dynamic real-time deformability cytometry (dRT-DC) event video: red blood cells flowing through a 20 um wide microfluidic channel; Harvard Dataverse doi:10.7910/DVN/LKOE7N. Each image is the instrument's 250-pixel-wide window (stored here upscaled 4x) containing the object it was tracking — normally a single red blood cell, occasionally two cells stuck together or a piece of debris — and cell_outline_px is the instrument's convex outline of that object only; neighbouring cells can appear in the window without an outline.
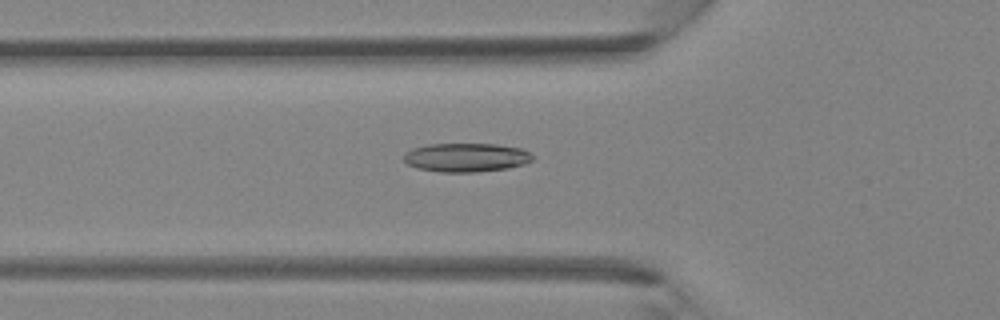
{"species": "Egyptian fruit bat (a non-hibernating species)", "species_latin": "Rousettus aegyptiacus", "temperature_condition": "room temperature", "stored_images_in_passage": 38, "camera_frame_rate_fps": 3000, "um_per_image_px": 0.085, "animal": {"sex": "female"}, "frame": {"image": 1, "passage_image": 12, "time_ms": 3.667, "image_size_px": [1000, 320], "cell_outline_px": [[536, 156], [532, 160], [524, 164], [508, 168], [476, 172], [440, 172], [416, 168], [408, 164], [404, 160], [404, 152], [412, 148], [428, 144], [496, 144], [524, 148]], "centroid_in_image_um": [39.65, 13.38], "position_along_channel_um": 86.1, "area_um2": 21.91}}
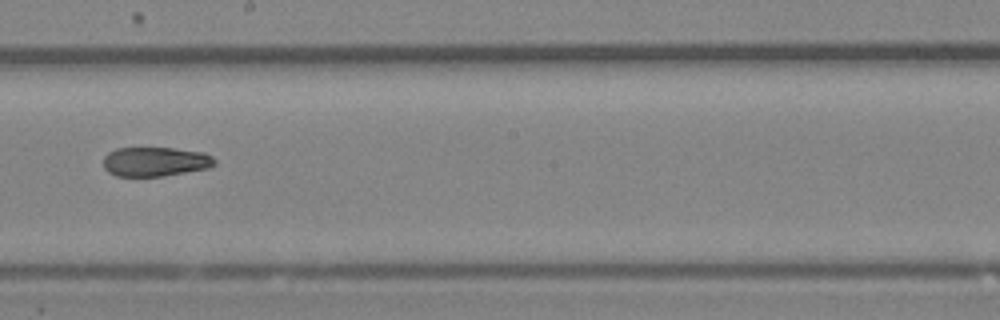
{"frame": {"image": 2, "passage_image": 21, "time_ms": 6.667, "image_size_px": [1000, 320], "cell_outline_px": [[216, 164], [208, 168], [164, 176], [116, 176], [108, 172], [104, 168], [104, 156], [108, 152], [116, 148], [172, 148], [204, 152], [212, 156], [216, 160]], "centroid_in_image_um": [13.2, 13.74], "position_along_channel_um": 235.0, "area_um2": 19.13}}
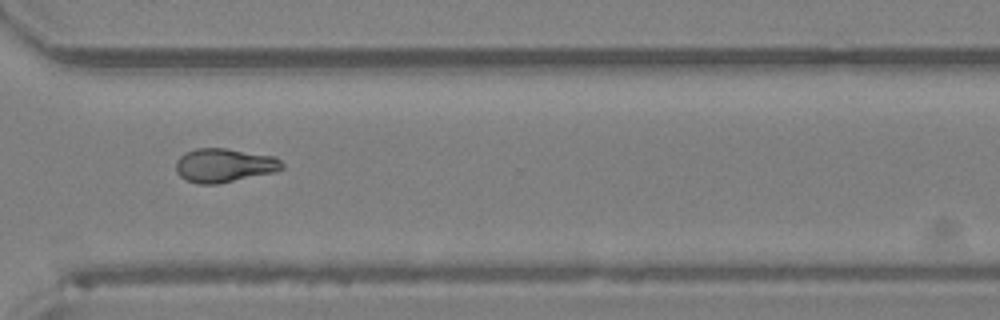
{"frame": {"image": 3, "passage_image": 28, "time_ms": 9.0, "image_size_px": [1000, 320], "cell_outline_px": [[284, 168], [276, 172], [216, 184], [200, 184], [188, 180], [180, 176], [176, 172], [176, 160], [184, 152], [196, 148], [224, 148], [276, 156], [284, 164]], "centroid_in_image_um": [19.07, 14.04], "position_along_channel_um": 351.5, "area_um2": 21.04}}